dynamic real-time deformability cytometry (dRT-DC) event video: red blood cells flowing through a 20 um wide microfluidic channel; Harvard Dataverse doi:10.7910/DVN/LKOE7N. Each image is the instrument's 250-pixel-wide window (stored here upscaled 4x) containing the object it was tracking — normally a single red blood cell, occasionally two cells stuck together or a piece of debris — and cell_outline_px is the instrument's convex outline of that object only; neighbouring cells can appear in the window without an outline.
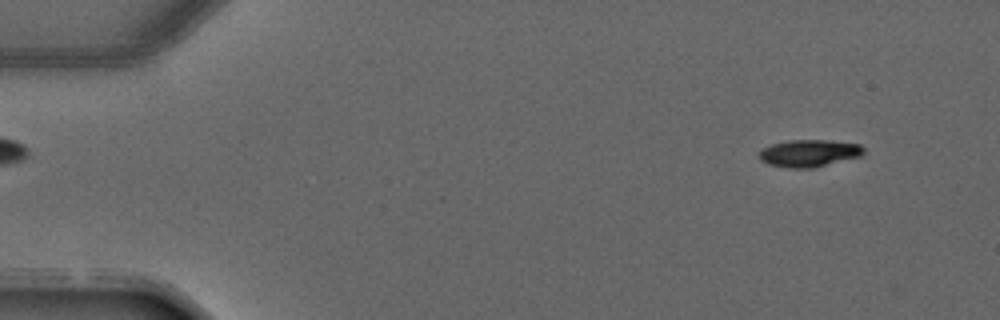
{"species": "common noctule bat (a hibernating species)", "species_latin": "Nyctalus noctula", "temperature_condition": "warm", "stored_images_in_passage": 5, "camera_frame_rate_fps": 3000, "um_per_image_px": 0.085, "animal": {"sex": "male", "forearm_length_mm": 52.5}, "frame": {"image": 1, "passage_image": 1, "time_ms": 0.0, "image_size_px": [1000, 320], "cell_outline_px": [[864, 152], [860, 156], [812, 168], [788, 168], [768, 164], [760, 160], [760, 152], [764, 148], [772, 144], [788, 140], [824, 140], [860, 144], [864, 148]], "centroid_in_image_um": [68.77, 13.02], "position_along_channel_um": 16.2, "area_um2": 16.36}}
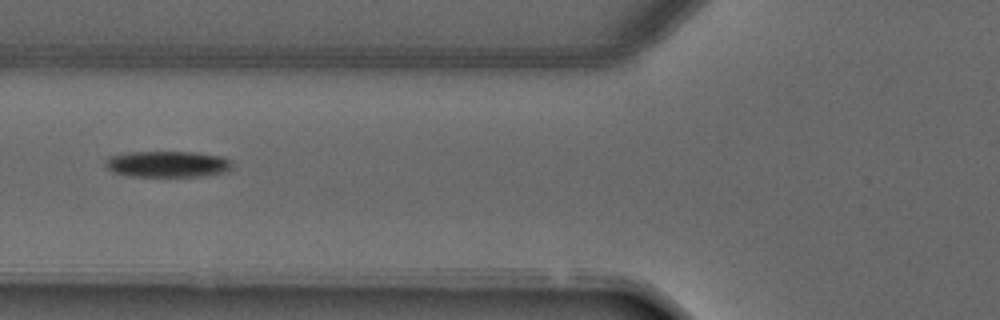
{"frame": {"image": 2, "passage_image": 4, "time_ms": 4.333, "image_size_px": [1000, 320], "cell_outline_px": [[232, 168], [228, 172], [204, 176], [132, 176], [112, 172], [104, 164], [104, 160], [108, 156], [124, 152], [196, 152], [224, 156], [232, 164]], "centroid_in_image_um": [14.24, 13.94], "position_along_channel_um": 111.6, "area_um2": 19.65}}
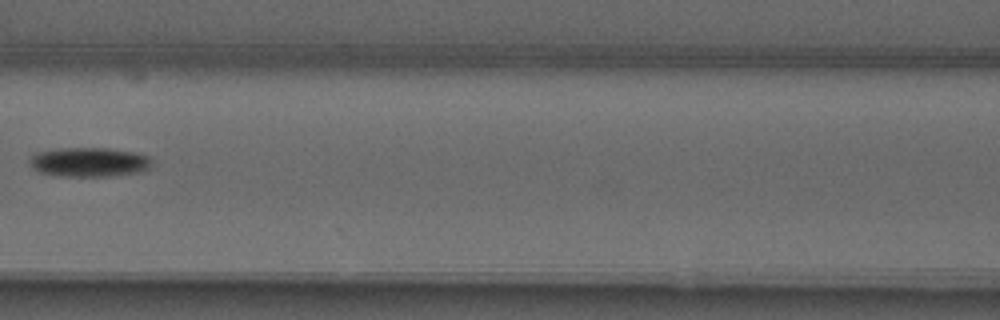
{"frame": {"image": 3, "passage_image": 5, "time_ms": 5.333, "image_size_px": [1000, 320], "cell_outline_px": [[152, 164], [148, 168], [136, 172], [112, 176], [60, 176], [40, 172], [32, 168], [28, 160], [36, 152], [56, 148], [104, 148], [132, 152], [148, 156], [152, 160]], "centroid_in_image_um": [7.52, 13.77], "position_along_channel_um": 159.1, "area_um2": 20.81}}